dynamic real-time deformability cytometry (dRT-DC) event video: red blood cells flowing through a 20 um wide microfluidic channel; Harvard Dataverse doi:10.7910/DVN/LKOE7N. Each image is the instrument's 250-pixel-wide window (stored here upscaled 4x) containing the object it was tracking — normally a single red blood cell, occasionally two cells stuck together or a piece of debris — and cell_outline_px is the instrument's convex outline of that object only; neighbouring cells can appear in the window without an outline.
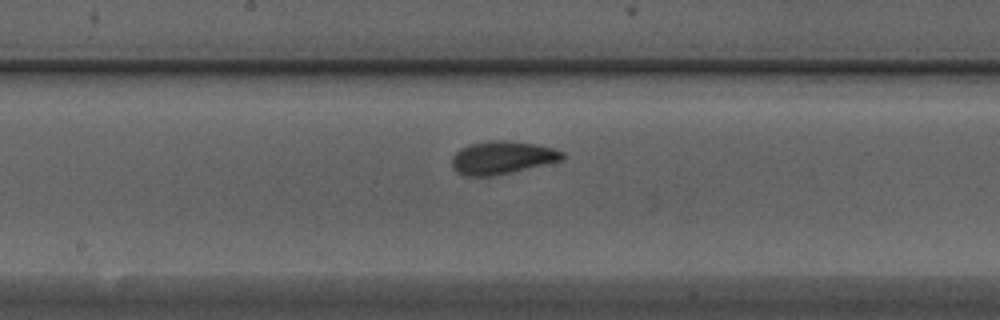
{"species": "Egyptian fruit bat (a non-hibernating species)", "species_latin": "Rousettus aegyptiacus", "temperature_condition": "warm", "stored_images_in_passage": 7, "camera_frame_rate_fps": 3000, "um_per_image_px": 0.085, "animal": {"sex": "male"}, "frame": {"image": 1, "passage_image": 7, "time_ms": 2.0, "image_size_px": [1000, 320], "cell_outline_px": [[564, 160], [512, 172], [492, 176], [464, 176], [456, 172], [452, 168], [452, 156], [460, 148], [468, 144], [488, 140], [504, 140], [536, 144], [552, 148], [564, 152]], "centroid_in_image_um": [42.66, 13.4], "position_along_channel_um": 205.5, "area_um2": 21.44}}